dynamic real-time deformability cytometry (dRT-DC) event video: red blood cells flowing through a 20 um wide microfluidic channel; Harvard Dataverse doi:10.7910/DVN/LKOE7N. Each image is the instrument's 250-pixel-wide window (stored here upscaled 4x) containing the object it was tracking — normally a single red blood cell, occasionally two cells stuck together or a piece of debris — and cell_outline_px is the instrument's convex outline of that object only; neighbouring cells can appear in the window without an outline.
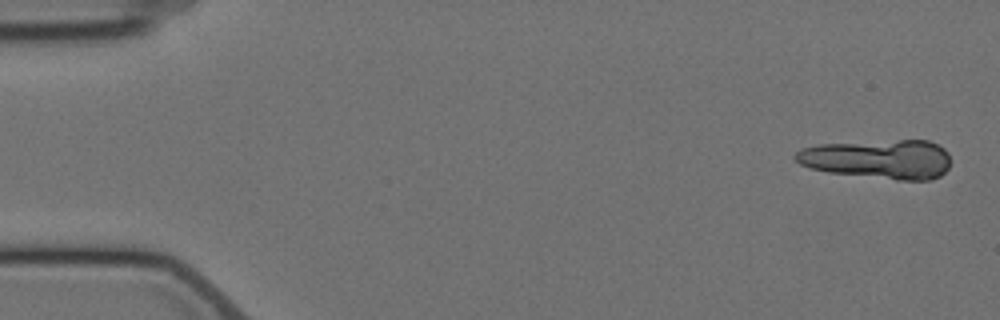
{"species": "Egyptian fruit bat (a non-hibernating species)", "species_latin": "Rousettus aegyptiacus", "temperature_condition": "cold", "stored_images_in_passage": 6, "segment_of_instrument_passage": [2, 2], "camera_frame_rate_fps": 3000, "um_per_image_px": 0.085, "animal": {"sex": "female"}, "frame": {"image": 1, "passage_image": 6, "time_ms": 7.0, "image_size_px": [1000, 320], "cell_outline_px": [[948, 168], [940, 176], [932, 180], [896, 180], [828, 172], [812, 168], [800, 164], [792, 156], [800, 148], [820, 144], [900, 140], [928, 140], [944, 148], [948, 152]], "centroid_in_image_um": [74.66, 13.53], "position_along_channel_um": 10.3, "area_um2": 35.55}}